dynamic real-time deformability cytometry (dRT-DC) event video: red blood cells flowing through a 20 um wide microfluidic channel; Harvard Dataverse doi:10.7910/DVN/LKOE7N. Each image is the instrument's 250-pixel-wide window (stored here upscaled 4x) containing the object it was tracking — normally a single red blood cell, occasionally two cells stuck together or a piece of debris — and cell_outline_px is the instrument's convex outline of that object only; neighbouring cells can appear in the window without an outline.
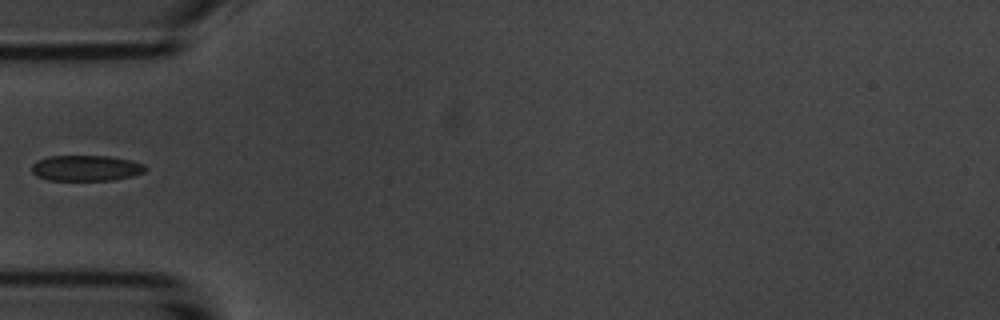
{"species": "common noctule bat (a hibernating species)", "species_latin": "Nyctalus noctula", "temperature_condition": "room temperature", "stored_images_in_passage": 1, "camera_frame_rate_fps": 3000, "um_per_image_px": 0.085, "animal": {"sex": "male", "body_mass_g": 20.1, "forearm_length_mm": 53.5}, "frame": {"image": 1, "passage_image": 1, "time_ms": 0.0, "image_size_px": [1000, 320], "cell_outline_px": [[148, 168], [144, 172], [132, 176], [112, 180], [48, 180], [36, 176], [32, 172], [32, 164], [36, 160], [48, 156], [108, 156], [132, 160], [144, 164]], "centroid_in_image_um": [7.31, 14.28], "position_along_channel_um": 77.7, "area_um2": 17.17}}